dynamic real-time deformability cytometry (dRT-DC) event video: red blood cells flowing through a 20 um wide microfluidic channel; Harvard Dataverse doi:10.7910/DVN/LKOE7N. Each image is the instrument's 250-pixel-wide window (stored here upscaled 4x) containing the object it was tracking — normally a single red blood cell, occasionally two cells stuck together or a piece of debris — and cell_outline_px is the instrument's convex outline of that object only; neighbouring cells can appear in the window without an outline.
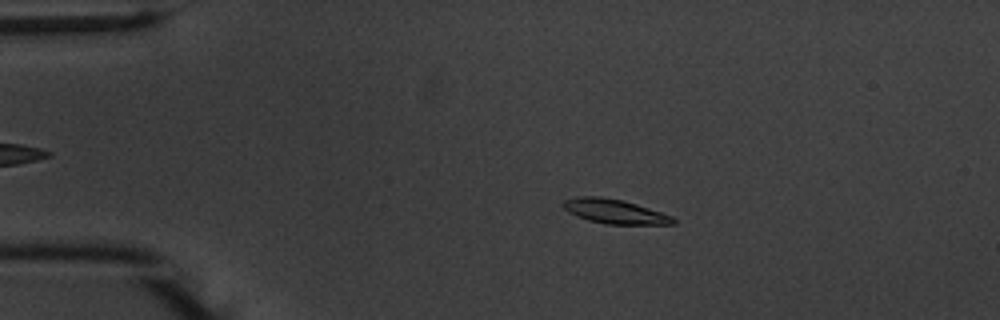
{"species": "common noctule bat (a hibernating species)", "species_latin": "Nyctalus noctula", "temperature_condition": "warm", "stored_images_in_passage": 55, "camera_frame_rate_fps": 3000, "um_per_image_px": 0.085, "animal": {"sex": "male", "body_mass_g": 20.1, "forearm_length_mm": 53.5}, "frame": {"image": 1, "passage_image": 11, "time_ms": 3.333, "image_size_px": [1000, 320], "cell_outline_px": [[676, 224], [608, 224], [588, 220], [576, 216], [568, 212], [560, 204], [564, 200], [580, 196], [600, 196], [620, 200], [636, 204], [672, 216], [676, 220]], "centroid_in_image_um": [52.21, 17.97], "position_along_channel_um": 32.8, "area_um2": 15.49}}
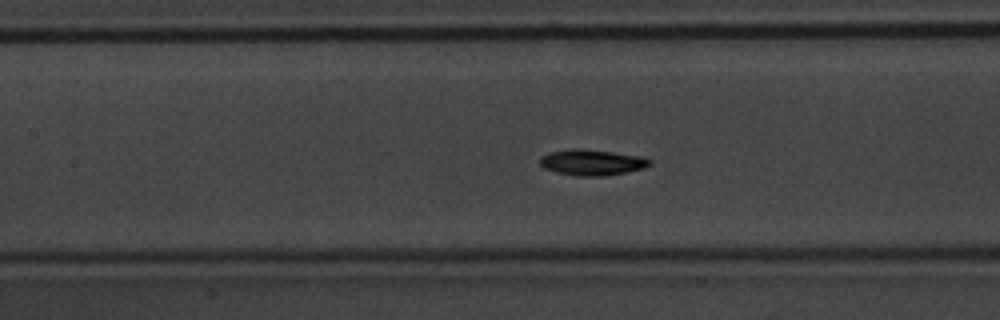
{"frame": {"image": 2, "passage_image": 25, "time_ms": 8.0, "image_size_px": [1000, 320], "cell_outline_px": [[652, 164], [644, 168], [604, 176], [576, 176], [556, 172], [544, 168], [540, 164], [540, 156], [552, 152], [572, 148], [580, 148], [612, 152], [640, 156], [652, 160]], "centroid_in_image_um": [50.31, 13.8], "position_along_channel_um": 157.1, "area_um2": 16.47}}
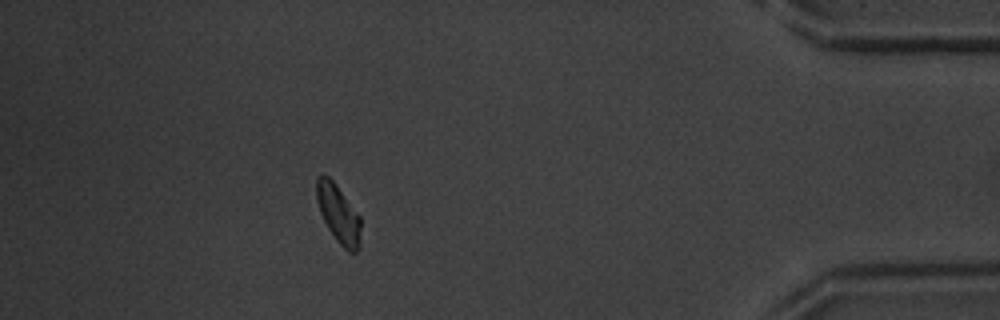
{"frame": {"image": 3, "passage_image": 49, "time_ms": 16.0, "image_size_px": [1000, 320], "cell_outline_px": [[360, 244], [356, 252], [348, 252], [336, 240], [328, 228], [320, 212], [316, 200], [316, 176], [320, 172], [324, 172], [336, 184], [360, 216]], "centroid_in_image_um": [28.74, 18.12], "position_along_channel_um": 406.5, "area_um2": 15.14}, "authors_computed_cell_mechanics": {"area_um2": 15.1436, "velocity_mm_per_s": 3.7108, "shape_relaxation_time_tau1_ms": 2.7632, "shape_relaxation_time_tau2_ms": null, "deformation_change_tau1": 0.1469, "deformation_change_tau2": null}}